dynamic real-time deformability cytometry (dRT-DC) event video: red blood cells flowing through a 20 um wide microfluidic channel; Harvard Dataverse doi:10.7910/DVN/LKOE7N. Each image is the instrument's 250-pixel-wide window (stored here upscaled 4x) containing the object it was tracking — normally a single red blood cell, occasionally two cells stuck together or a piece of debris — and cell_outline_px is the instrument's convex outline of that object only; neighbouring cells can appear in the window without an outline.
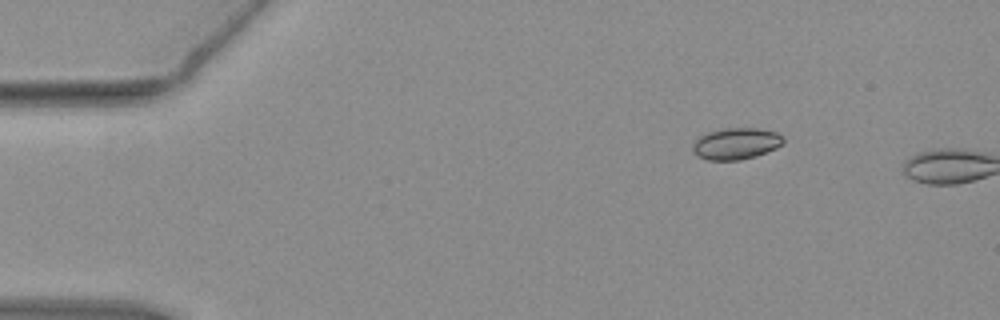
{"species": "common noctule bat (a hibernating species)", "species_latin": "Nyctalus noctula", "temperature_condition": "warm", "stored_images_in_passage": 5, "camera_frame_rate_fps": 3000, "um_per_image_px": 0.085, "animal": {"sex": "female", "body_mass_g": 19.3, "forearm_length_mm": 54.1}, "frame": {"image": 1, "passage_image": 3, "time_ms": 0.667, "image_size_px": [1000, 320], "cell_outline_px": [[784, 144], [776, 148], [756, 156], [740, 160], [708, 160], [696, 156], [692, 152], [692, 144], [700, 136], [708, 132], [724, 128], [756, 128], [776, 132], [784, 136]], "centroid_in_image_um": [62.56, 12.21], "position_along_channel_um": 22.4, "area_um2": 16.82}}